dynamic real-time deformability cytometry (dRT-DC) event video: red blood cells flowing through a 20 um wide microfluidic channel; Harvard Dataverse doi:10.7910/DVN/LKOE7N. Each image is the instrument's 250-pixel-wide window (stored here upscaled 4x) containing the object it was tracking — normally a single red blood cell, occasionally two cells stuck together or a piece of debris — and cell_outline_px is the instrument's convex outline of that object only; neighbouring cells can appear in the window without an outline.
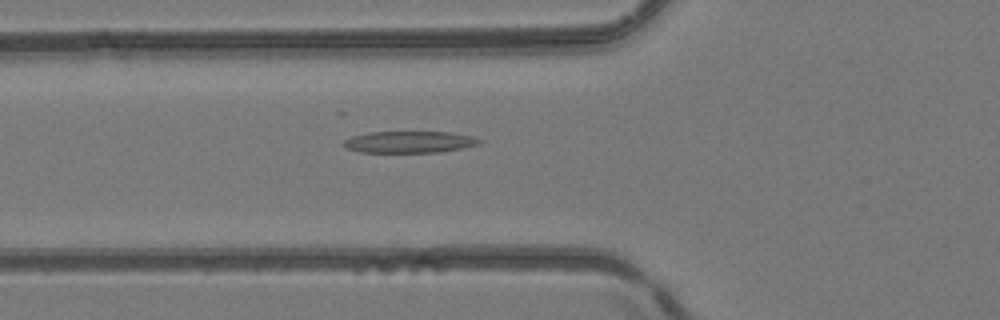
{"species": "common noctule bat (a hibernating species)", "species_latin": "Nyctalus noctula", "temperature_condition": "room temperature", "stored_images_in_passage": 44, "camera_frame_rate_fps": 3000, "um_per_image_px": 0.085, "animal": {"sex": "female", "body_mass_g": 24.6, "forearm_length_mm": 56.2}, "frame": {"image": 1, "passage_image": 13, "time_ms": 4.0, "image_size_px": [1000, 320], "cell_outline_px": [[484, 140], [480, 144], [464, 148], [436, 152], [360, 152], [348, 148], [340, 144], [344, 140], [352, 136], [368, 132], [448, 132], [472, 136]], "centroid_in_image_um": [34.81, 12.06], "position_along_channel_um": 91.0, "area_um2": 17.17}}
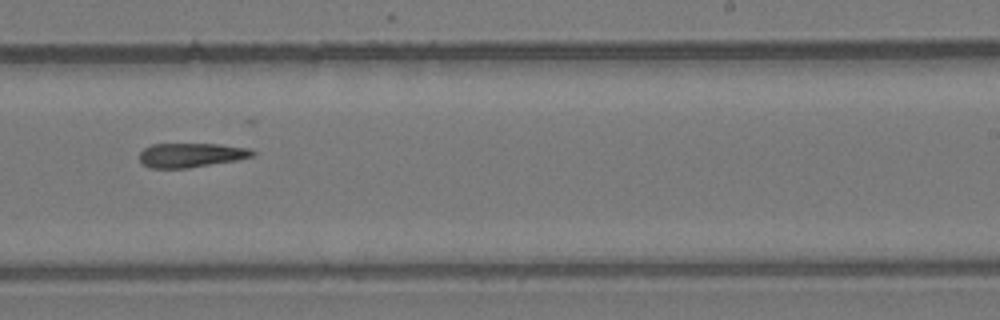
{"frame": {"image": 2, "passage_image": 26, "time_ms": 8.333, "image_size_px": [1000, 320], "cell_outline_px": [[256, 152], [252, 156], [236, 160], [188, 168], [152, 168], [144, 164], [140, 160], [140, 152], [144, 148], [152, 144], [220, 144], [252, 148]], "centroid_in_image_um": [16.27, 13.17], "position_along_channel_um": 272.7, "area_um2": 15.95}}
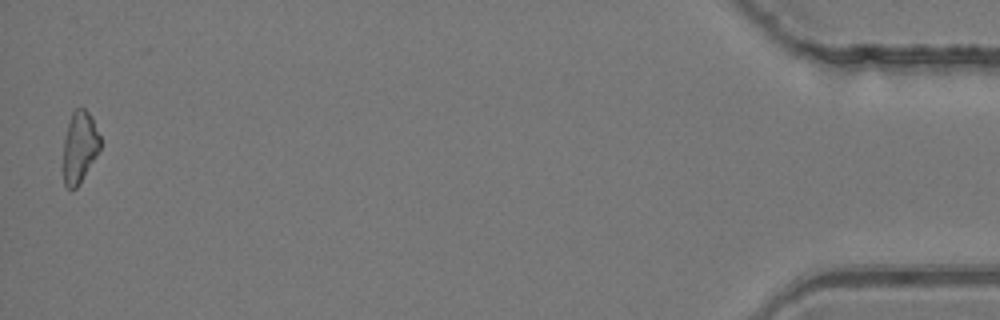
{"frame": {"image": 3, "passage_image": 44, "time_ms": 14.333, "image_size_px": [1000, 320], "cell_outline_px": [[100, 148], [96, 156], [76, 188], [68, 188], [64, 184], [64, 136], [72, 112], [76, 108], [84, 108], [92, 116], [100, 136]], "centroid_in_image_um": [6.77, 12.45], "position_along_channel_um": 428.4, "area_um2": 15.14}, "authors_computed_cell_mechanics": {"area_um2": 16.9932, "velocity_mm_per_s": 4.1833, "shape_relaxation_time_tau1_ms": null, "shape_relaxation_time_tau2_ms": 9.4418, "deformation_change_tau1": null, "deformation_change_tau2": 0.2401}}